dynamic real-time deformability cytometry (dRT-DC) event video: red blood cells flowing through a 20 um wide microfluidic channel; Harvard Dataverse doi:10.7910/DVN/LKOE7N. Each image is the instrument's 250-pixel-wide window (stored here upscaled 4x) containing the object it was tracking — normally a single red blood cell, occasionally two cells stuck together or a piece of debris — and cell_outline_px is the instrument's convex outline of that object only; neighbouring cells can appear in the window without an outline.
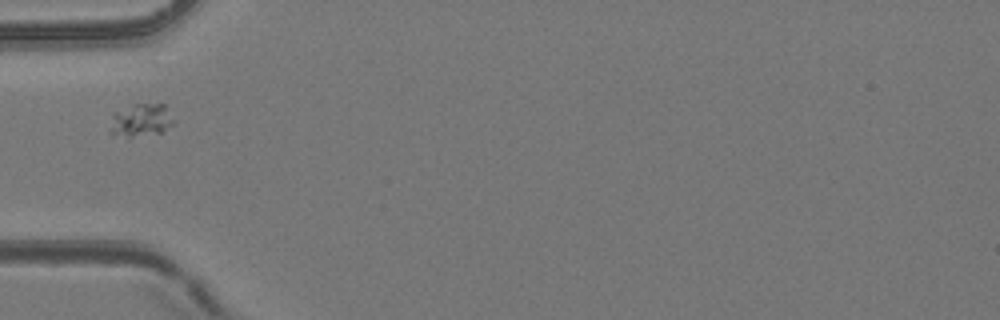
{"species": "common noctule bat (a hibernating species)", "species_latin": "Nyctalus noctula", "temperature_condition": "room temperature", "stored_images_in_passage": 2, "camera_frame_rate_fps": 3000, "um_per_image_px": 0.085, "animal": {"sex": "female", "body_mass_g": 24.6, "forearm_length_mm": 56.2}, "frame": {"image": 1, "passage_image": 1, "time_ms": 0.0, "image_size_px": [1000, 320], "cell_outline_px": [[176, 120], [172, 124], [160, 132], [132, 136], [108, 132], [112, 116], [116, 112], [136, 104], [164, 104]], "centroid_in_image_um": [12.01, 10.19], "position_along_channel_um": 73.0, "area_um2": 11.73}}